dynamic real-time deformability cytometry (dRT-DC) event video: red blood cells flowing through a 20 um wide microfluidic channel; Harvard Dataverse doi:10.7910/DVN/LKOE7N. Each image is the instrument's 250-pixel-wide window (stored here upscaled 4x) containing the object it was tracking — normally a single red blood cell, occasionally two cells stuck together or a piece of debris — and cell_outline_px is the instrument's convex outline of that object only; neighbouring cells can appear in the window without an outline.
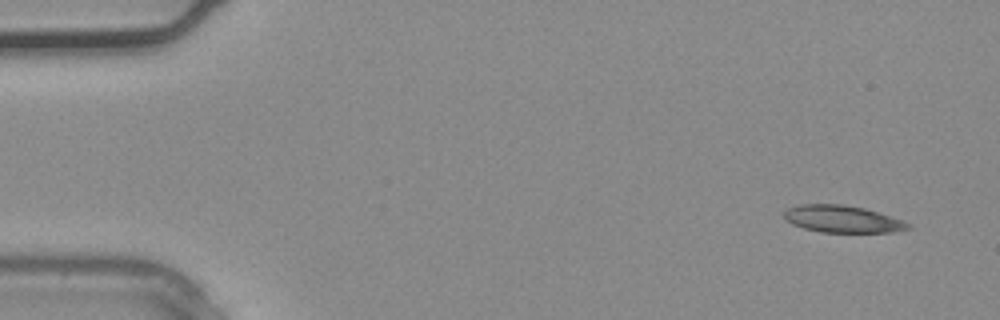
{"species": "common noctule bat (a hibernating species)", "species_latin": "Nyctalus noctula", "temperature_condition": "warm", "stored_images_in_passage": 3, "camera_frame_rate_fps": 3000, "um_per_image_px": 0.085, "animal": {"sex": "male", "body_mass_g": 20.4}, "frame": {"image": 1, "passage_image": 3, "time_ms": 0.667, "image_size_px": [1000, 320], "cell_outline_px": [[912, 228], [892, 232], [820, 232], [804, 228], [792, 224], [784, 220], [784, 212], [788, 208], [800, 204], [840, 204], [864, 208], [904, 220], [912, 224]], "centroid_in_image_um": [71.62, 18.62], "position_along_channel_um": 13.4, "area_um2": 19.65}}